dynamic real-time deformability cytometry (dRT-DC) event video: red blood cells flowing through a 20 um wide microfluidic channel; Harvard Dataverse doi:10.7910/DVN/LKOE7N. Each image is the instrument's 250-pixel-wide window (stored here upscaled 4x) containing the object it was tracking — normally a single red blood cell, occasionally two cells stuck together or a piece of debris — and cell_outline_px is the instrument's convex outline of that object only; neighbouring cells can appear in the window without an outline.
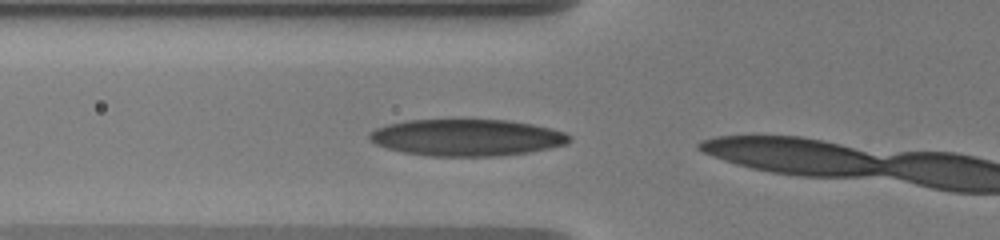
{"species": "human", "species_latin": "Homo sapiens", "temperature_condition": "warm", "stored_images_in_passage": 3, "camera_frame_rate_fps": 3000, "um_per_image_px": 0.085, "donor": {"sex": "male"}, "frame": {"image": 1, "passage_image": 2, "time_ms": 0.333, "image_size_px": [1000, 240], "cell_outline_px": [[572, 140], [564, 144], [552, 148], [528, 152], [500, 156], [428, 156], [404, 152], [388, 148], [376, 144], [368, 136], [376, 128], [388, 124], [404, 120], [452, 116], [508, 120], [532, 124], [552, 128], [564, 132], [572, 136]], "centroid_in_image_um": [39.68, 11.64], "position_along_channel_um": 86.1, "area_um2": 44.27}}